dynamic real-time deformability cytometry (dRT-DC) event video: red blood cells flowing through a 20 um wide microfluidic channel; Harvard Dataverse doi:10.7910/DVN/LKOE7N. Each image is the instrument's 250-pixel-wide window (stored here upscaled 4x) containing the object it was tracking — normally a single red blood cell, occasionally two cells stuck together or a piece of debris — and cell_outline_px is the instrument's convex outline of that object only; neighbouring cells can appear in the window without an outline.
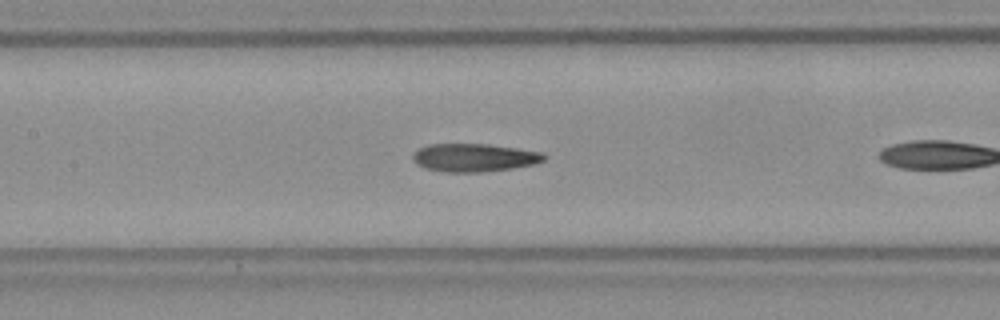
{"species": "Egyptian fruit bat (a non-hibernating species)", "species_latin": "Rousettus aegyptiacus", "temperature_condition": "room temperature", "stored_images_in_passage": 17, "camera_frame_rate_fps": 3000, "um_per_image_px": 0.085, "frame": {"image": 1, "passage_image": 10, "time_ms": 3.0, "image_size_px": [1000, 320], "cell_outline_px": [[548, 156], [544, 160], [532, 164], [512, 168], [476, 172], [448, 172], [424, 168], [416, 164], [412, 160], [412, 156], [420, 148], [428, 144], [488, 144], [520, 148], [544, 152]], "centroid_in_image_um": [40.33, 13.38], "position_along_channel_um": 167.1, "area_um2": 21.5}}